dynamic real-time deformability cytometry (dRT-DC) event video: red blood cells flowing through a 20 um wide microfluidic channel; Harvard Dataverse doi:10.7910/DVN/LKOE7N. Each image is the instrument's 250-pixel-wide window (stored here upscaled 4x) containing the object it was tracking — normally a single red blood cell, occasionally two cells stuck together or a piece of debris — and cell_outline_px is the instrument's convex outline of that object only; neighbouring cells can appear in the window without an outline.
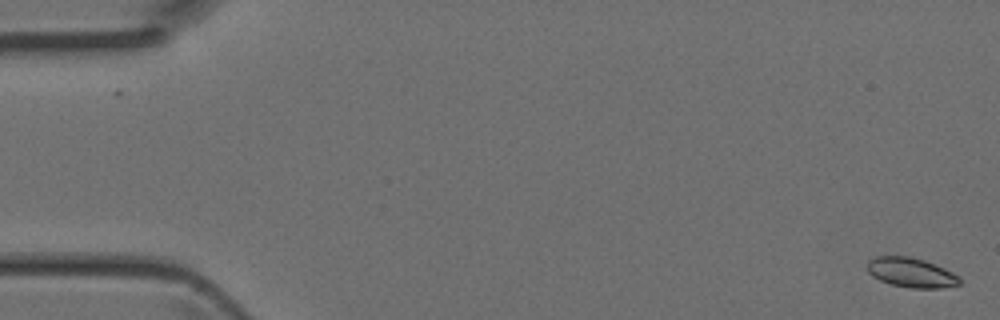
{"species": "Egyptian fruit bat (a non-hibernating species)", "species_latin": "Rousettus aegyptiacus", "temperature_condition": "room temperature", "stored_images_in_passage": 4, "camera_frame_rate_fps": 3000, "um_per_image_px": 0.085, "animal": {"sex": "female"}, "frame": {"image": 1, "passage_image": 1, "time_ms": 0.0, "image_size_px": [1000, 320], "cell_outline_px": [[960, 284], [940, 288], [908, 288], [892, 284], [880, 280], [872, 276], [868, 272], [868, 260], [876, 256], [908, 256], [924, 260], [944, 268], [960, 276]], "centroid_in_image_um": [77.45, 23.17], "position_along_channel_um": 7.6, "area_um2": 15.9}}